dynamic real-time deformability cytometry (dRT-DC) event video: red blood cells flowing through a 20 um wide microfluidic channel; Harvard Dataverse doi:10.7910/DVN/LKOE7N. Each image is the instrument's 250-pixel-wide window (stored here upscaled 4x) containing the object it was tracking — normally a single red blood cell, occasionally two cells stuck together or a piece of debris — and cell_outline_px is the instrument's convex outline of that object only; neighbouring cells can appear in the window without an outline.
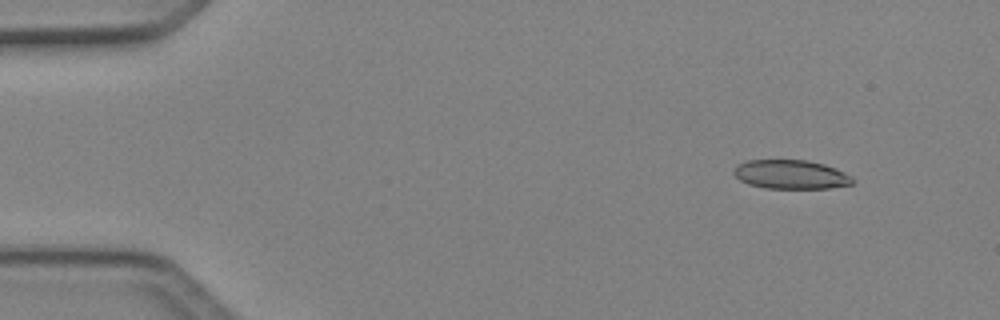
{"species": "Egyptian fruit bat (a non-hibernating species)", "species_latin": "Rousettus aegyptiacus", "temperature_condition": "cold", "stored_images_in_passage": 6, "camera_frame_rate_fps": 3000, "um_per_image_px": 0.085, "animal": {"sex": "female"}, "frame": {"image": 1, "passage_image": 2, "time_ms": 0.333, "image_size_px": [1000, 320], "cell_outline_px": [[856, 180], [852, 184], [832, 188], [764, 188], [748, 184], [740, 180], [732, 172], [736, 164], [748, 160], [808, 160], [824, 164], [836, 168], [852, 176]], "centroid_in_image_um": [67.23, 14.83], "position_along_channel_um": 17.8, "area_um2": 20.29}}
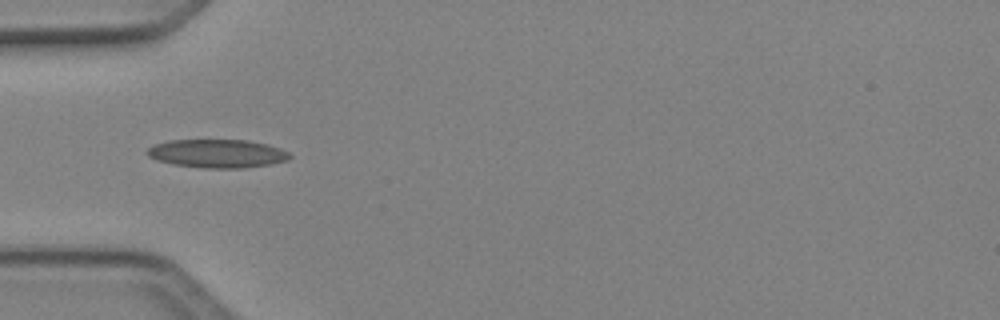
{"frame": {"image": 2, "passage_image": 5, "time_ms": 1.333, "image_size_px": [1000, 320], "cell_outline_px": [[292, 156], [288, 160], [272, 164], [244, 168], [204, 168], [172, 164], [156, 160], [148, 156], [144, 152], [152, 144], [168, 140], [248, 140], [268, 144], [280, 148], [288, 152]], "centroid_in_image_um": [18.45, 13.05], "position_along_channel_um": 66.6, "area_um2": 23.93}}
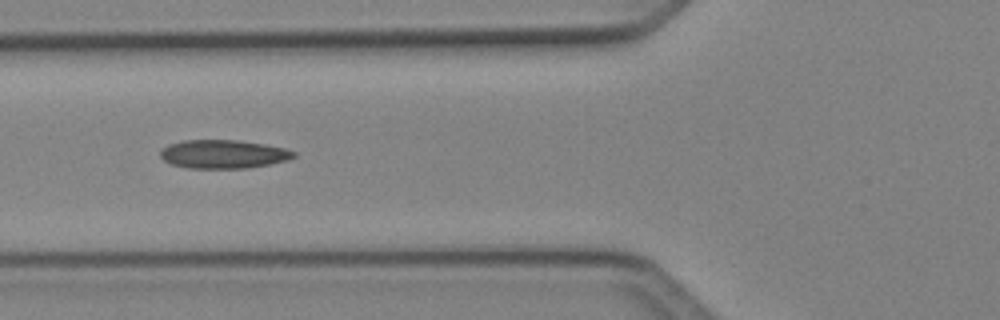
{"frame": {"image": 3, "passage_image": 6, "time_ms": 1.667, "image_size_px": [1000, 320], "cell_outline_px": [[296, 156], [288, 160], [272, 164], [248, 168], [188, 168], [172, 164], [164, 160], [160, 156], [160, 148], [168, 144], [184, 140], [236, 140], [264, 144], [284, 148], [296, 152]], "centroid_in_image_um": [18.98, 13.1], "position_along_channel_um": 106.8, "area_um2": 22.31}}